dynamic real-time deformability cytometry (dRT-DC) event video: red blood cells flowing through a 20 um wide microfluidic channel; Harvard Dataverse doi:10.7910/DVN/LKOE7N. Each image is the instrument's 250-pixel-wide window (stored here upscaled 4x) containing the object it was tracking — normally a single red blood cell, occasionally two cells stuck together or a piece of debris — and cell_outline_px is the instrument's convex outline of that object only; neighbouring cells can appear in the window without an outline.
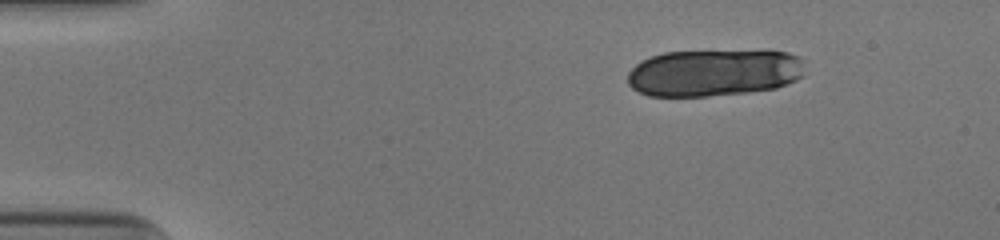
{"species": "human", "species_latin": "Homo sapiens", "temperature_condition": "cold", "stored_images_in_passage": 44, "segment_of_instrument_passage": [1, 2], "camera_frame_rate_fps": 3000, "um_per_image_px": 0.085, "donor": {"sex": "male"}, "frame": {"image": 1, "passage_image": 1, "time_ms": 0.0, "image_size_px": [1000, 240], "cell_outline_px": [[800, 76], [796, 80], [776, 88], [748, 92], [708, 96], [648, 96], [632, 88], [628, 84], [628, 72], [636, 64], [652, 56], [664, 52], [788, 52], [796, 56], [800, 60]], "centroid_in_image_um": [60.59, 6.21], "position_along_channel_um": 24.4, "area_um2": 47.57}}